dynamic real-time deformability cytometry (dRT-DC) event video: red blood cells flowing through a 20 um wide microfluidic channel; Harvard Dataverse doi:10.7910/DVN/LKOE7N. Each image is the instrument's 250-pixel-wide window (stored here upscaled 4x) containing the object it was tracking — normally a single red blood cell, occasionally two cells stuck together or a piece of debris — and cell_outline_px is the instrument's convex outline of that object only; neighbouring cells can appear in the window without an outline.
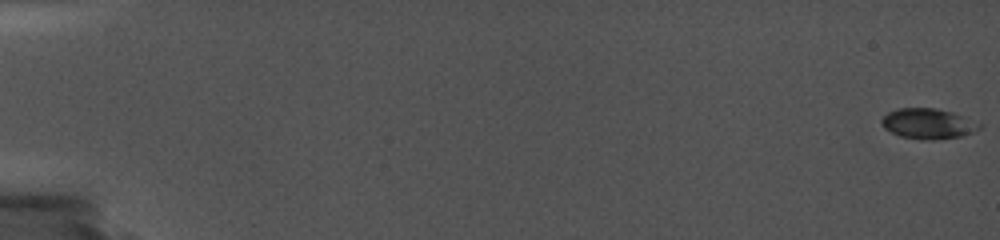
{"species": "common noctule bat (a hibernating species)", "species_latin": "Nyctalus noctula", "temperature_condition": "cold", "stored_images_in_passage": 14, "camera_frame_rate_fps": 5000, "um_per_image_px": 0.085, "animal": {"sex": "female", "body_mass_g": 19.0, "forearm_length_mm": 56.7}, "frame": {"image": 1, "passage_image": 1, "time_ms": 0.0, "image_size_px": [1000, 240], "cell_outline_px": [[984, 124], [980, 128], [972, 132], [960, 136], [932, 140], [924, 140], [900, 136], [884, 128], [880, 120], [888, 112], [896, 108], [936, 108], [952, 112]], "centroid_in_image_um": [78.88, 10.5], "position_along_channel_um": 6.1, "area_um2": 17.28}}
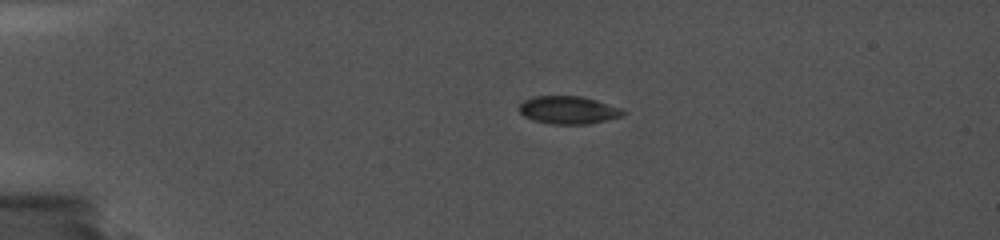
{"frame": {"image": 2, "passage_image": 10, "time_ms": 4.6, "image_size_px": [1000, 240], "cell_outline_px": [[628, 112], [624, 116], [588, 124], [552, 124], [532, 120], [524, 116], [520, 112], [520, 104], [524, 100], [532, 96], [580, 96], [596, 100], [620, 108]], "centroid_in_image_um": [48.32, 9.35], "position_along_channel_um": 36.7, "area_um2": 16.88}}
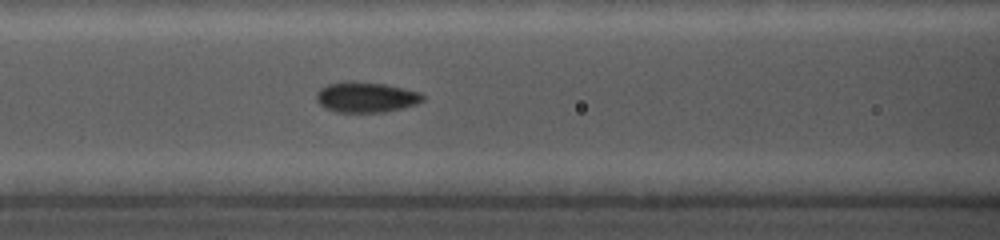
{"frame": {"image": 3, "passage_image": 14, "time_ms": 8.8, "image_size_px": [1000, 240], "cell_outline_px": [[424, 100], [416, 104], [404, 108], [384, 112], [336, 112], [324, 108], [316, 100], [316, 92], [320, 88], [328, 84], [348, 80], [352, 80], [384, 84], [404, 88], [420, 92], [424, 96]], "centroid_in_image_um": [31.1, 8.25], "position_along_channel_um": 135.5, "area_um2": 19.13}}